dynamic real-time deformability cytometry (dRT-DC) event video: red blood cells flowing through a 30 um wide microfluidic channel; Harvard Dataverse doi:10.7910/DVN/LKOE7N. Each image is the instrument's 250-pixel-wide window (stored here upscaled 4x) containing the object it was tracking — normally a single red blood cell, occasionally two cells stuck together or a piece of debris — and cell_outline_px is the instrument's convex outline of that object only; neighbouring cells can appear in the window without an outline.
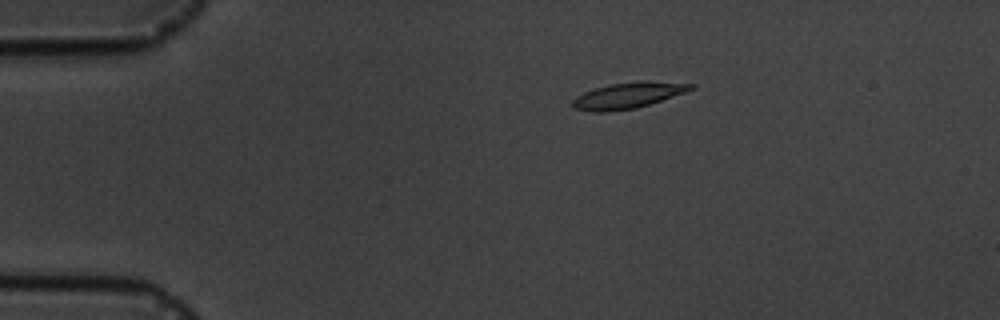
{"species": "common noctule bat (a hibernating species)", "species_latin": "Nyctalus noctula", "temperature_condition": "cold", "stored_images_in_passage": 5, "camera_frame_rate_fps": 3000, "um_per_image_px": 0.085, "animal": {"sex": "male", "body_mass_g": 19.5, "forearm_length_mm": 54.6}, "frame": {"image": 1, "passage_image": 3, "time_ms": 2.333, "image_size_px": [1000, 320], "cell_outline_px": [[696, 88], [636, 108], [608, 112], [592, 112], [576, 108], [572, 104], [572, 100], [576, 96], [584, 92], [596, 88], [612, 84], [696, 84]], "centroid_in_image_um": [53.24, 8.18], "position_along_channel_um": 31.8, "area_um2": 16.47}}